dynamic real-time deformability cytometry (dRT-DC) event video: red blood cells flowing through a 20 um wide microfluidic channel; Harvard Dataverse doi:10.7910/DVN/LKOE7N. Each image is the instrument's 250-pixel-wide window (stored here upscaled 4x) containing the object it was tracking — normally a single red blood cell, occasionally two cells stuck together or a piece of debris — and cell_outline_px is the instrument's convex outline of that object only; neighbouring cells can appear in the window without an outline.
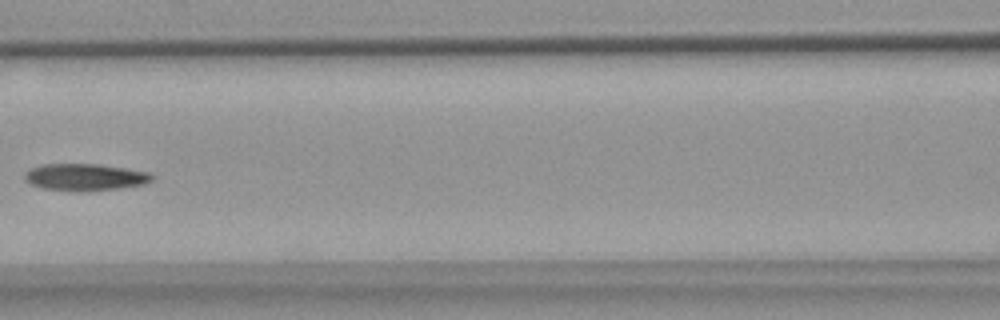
{"species": "common noctule bat (a hibernating species)", "species_latin": "Nyctalus noctula", "temperature_condition": "warm", "stored_images_in_passage": 7, "camera_frame_rate_fps": 3000, "um_per_image_px": 0.085, "animal": {"sex": "female", "body_mass_g": 18.4}, "frame": {"image": 1, "passage_image": 7, "time_ms": 7.333, "image_size_px": [1000, 320], "cell_outline_px": [[156, 176], [152, 180], [144, 184], [120, 188], [88, 192], [76, 192], [44, 188], [32, 184], [24, 180], [24, 172], [32, 168], [44, 164], [96, 164], [152, 172]], "centroid_in_image_um": [7.27, 15.07], "position_along_channel_um": 159.3, "area_um2": 20.23}}